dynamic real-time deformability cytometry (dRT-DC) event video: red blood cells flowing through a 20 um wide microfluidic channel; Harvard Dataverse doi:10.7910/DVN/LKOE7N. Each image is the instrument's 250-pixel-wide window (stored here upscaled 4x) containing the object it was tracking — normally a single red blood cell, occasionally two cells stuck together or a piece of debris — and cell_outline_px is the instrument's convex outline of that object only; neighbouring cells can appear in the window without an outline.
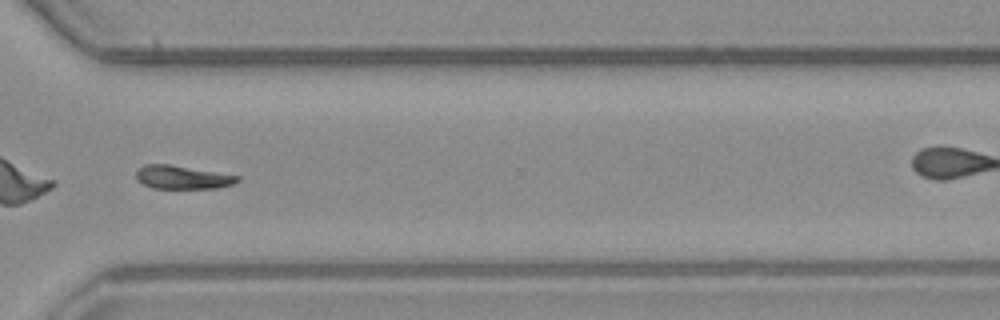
{"species": "common noctule bat (a hibernating species)", "species_latin": "Nyctalus noctula", "temperature_condition": "warm", "stored_images_in_passage": 56, "camera_frame_rate_fps": 3000, "um_per_image_px": 0.085, "animal": {"sex": "male", "body_mass_g": 23.1, "forearm_length_mm": 52.7}, "frame": {"image": 1, "passage_image": 40, "time_ms": 13.0, "image_size_px": [1000, 320], "cell_outline_px": [[240, 180], [232, 184], [216, 188], [152, 188], [136, 180], [136, 172], [144, 164], [168, 164], [240, 176]], "centroid_in_image_um": [15.48, 15.07], "position_along_channel_um": 355.1, "area_um2": 13.64}}
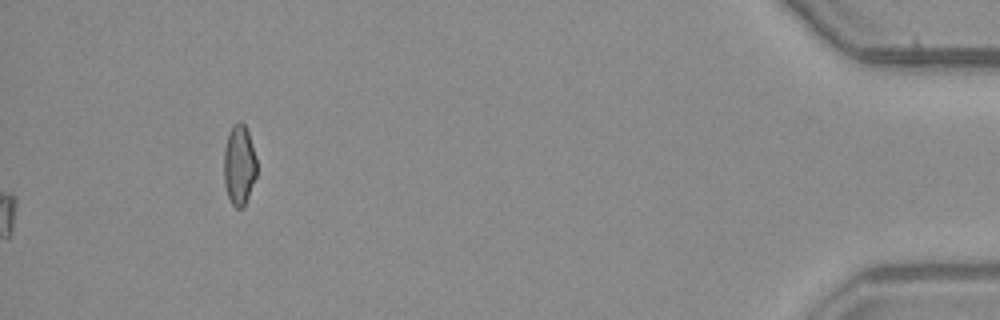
{"frame": {"image": 2, "passage_image": 56, "time_ms": 18.333, "image_size_px": [1000, 320], "cell_outline_px": [[256, 176], [244, 208], [236, 208], [232, 204], [228, 196], [224, 184], [224, 148], [232, 124], [240, 120], [244, 124], [248, 132], [256, 156]], "centroid_in_image_um": [20.33, 14.03], "position_along_channel_um": 414.9, "area_um2": 15.43}, "authors_computed_cell_mechanics": {"area_um2": 14.3344, "velocity_mm_per_s": 3.7355, "shape_relaxation_time_tau1_ms": 2.0257, "shape_relaxation_time_tau2_ms": null, "deformation_change_tau1": 0.1558, "deformation_change_tau2": null}}